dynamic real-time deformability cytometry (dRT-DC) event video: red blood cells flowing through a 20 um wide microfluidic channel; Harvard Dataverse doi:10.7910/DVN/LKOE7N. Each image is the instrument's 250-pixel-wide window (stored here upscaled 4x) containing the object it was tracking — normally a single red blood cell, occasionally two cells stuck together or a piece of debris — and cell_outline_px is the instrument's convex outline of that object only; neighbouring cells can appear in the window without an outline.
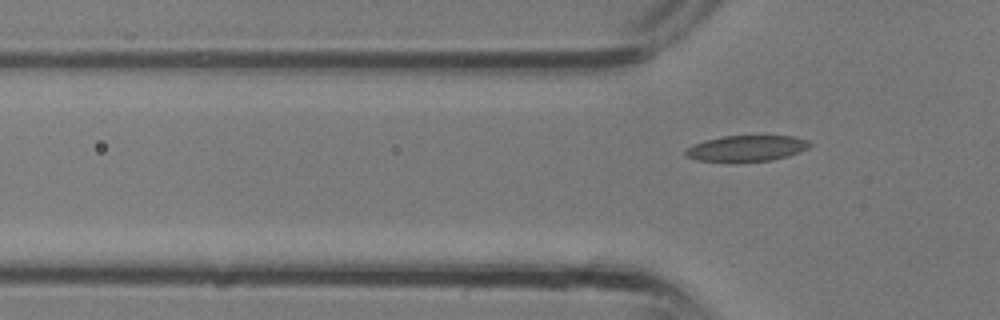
{"species": "common noctule bat (a hibernating species)", "species_latin": "Nyctalus noctula", "temperature_condition": "room temperature", "stored_images_in_passage": 3, "camera_frame_rate_fps": 3000, "um_per_image_px": 0.085, "animal": {"sex": "male", "body_mass_g": 13.3}, "frame": {"image": 1, "passage_image": 3, "time_ms": 0.667, "image_size_px": [1000, 320], "cell_outline_px": [[812, 144], [808, 148], [800, 152], [788, 156], [772, 160], [696, 160], [684, 156], [684, 152], [692, 144], [704, 140], [724, 136], [792, 136], [808, 140]], "centroid_in_image_um": [63.47, 12.58], "position_along_channel_um": 62.3, "area_um2": 18.38}}